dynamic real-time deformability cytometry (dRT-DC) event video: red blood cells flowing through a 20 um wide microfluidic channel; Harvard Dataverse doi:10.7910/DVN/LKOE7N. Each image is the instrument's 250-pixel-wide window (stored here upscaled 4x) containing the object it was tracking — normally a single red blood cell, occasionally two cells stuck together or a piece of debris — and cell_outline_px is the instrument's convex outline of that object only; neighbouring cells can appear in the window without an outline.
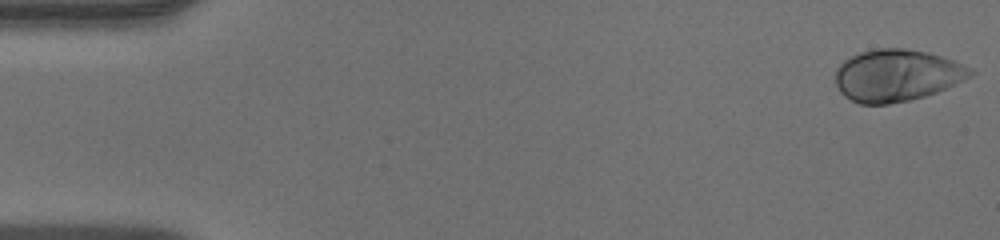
{"species": "human", "species_latin": "Homo sapiens", "temperature_condition": "warm", "stored_images_in_passage": 47, "camera_frame_rate_fps": 3000, "um_per_image_px": 0.085, "donor": {"sex": "male"}, "frame": {"image": 1, "passage_image": 1, "time_ms": 0.0, "image_size_px": [1000, 240], "cell_outline_px": [[976, 72], [972, 76], [964, 80], [936, 92], [924, 96], [908, 100], [888, 104], [860, 104], [844, 96], [840, 92], [836, 84], [836, 68], [844, 60], [860, 52], [876, 48], [904, 48], [928, 52], [952, 60], [972, 68]], "centroid_in_image_um": [76.23, 6.4], "position_along_channel_um": 8.8, "area_um2": 40.81}}
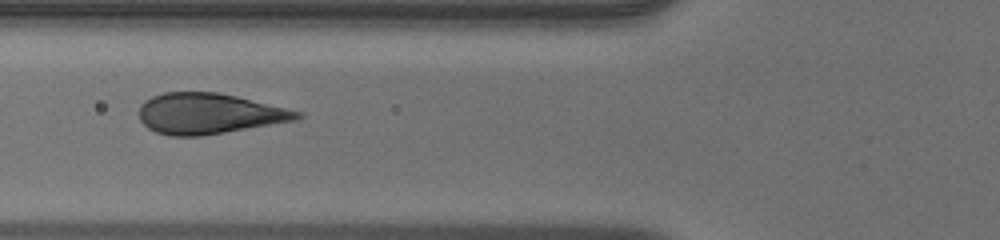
{"frame": {"image": 2, "passage_image": 18, "time_ms": 5.667, "image_size_px": [1000, 240], "cell_outline_px": [[304, 116], [296, 120], [200, 136], [172, 136], [156, 132], [148, 128], [140, 120], [140, 104], [144, 100], [152, 96], [164, 92], [216, 92], [236, 96], [304, 112]], "centroid_in_image_um": [17.75, 9.65], "position_along_channel_um": 108.0, "area_um2": 37.28}}
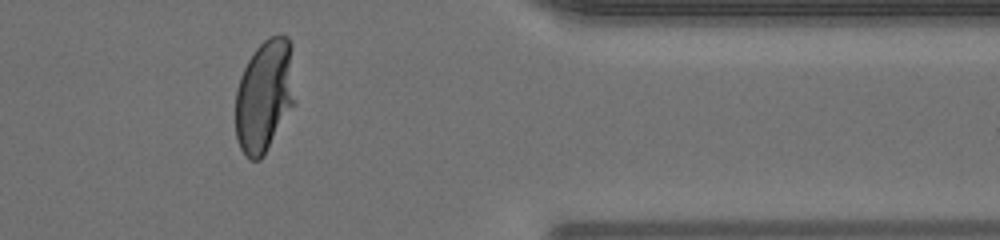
{"frame": {"image": 3, "passage_image": 39, "time_ms": 12.667, "image_size_px": [1000, 240], "cell_outline_px": [[296, 104], [264, 156], [260, 160], [252, 160], [240, 148], [236, 136], [236, 88], [240, 76], [248, 60], [256, 48], [268, 36], [288, 36], [292, 44], [296, 100]], "centroid_in_image_um": [22.53, 8.14], "position_along_channel_um": 388.9, "area_um2": 39.82}}